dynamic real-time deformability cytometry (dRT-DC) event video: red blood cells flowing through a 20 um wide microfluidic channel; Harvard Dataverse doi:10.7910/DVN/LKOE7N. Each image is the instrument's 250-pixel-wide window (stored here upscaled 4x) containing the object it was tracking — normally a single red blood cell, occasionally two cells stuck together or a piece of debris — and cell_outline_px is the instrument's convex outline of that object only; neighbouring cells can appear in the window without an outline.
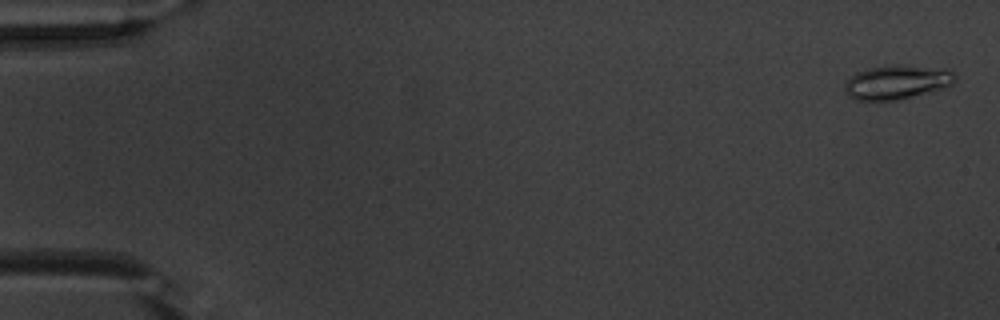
{"species": "common noctule bat (a hibernating species)", "species_latin": "Nyctalus noctula", "temperature_condition": "warm", "stored_images_in_passage": 54, "camera_frame_rate_fps": 3000, "um_per_image_px": 0.085, "animal": {"sex": "male", "body_mass_g": 20.1, "forearm_length_mm": 53.5}, "frame": {"image": 1, "passage_image": 2, "time_ms": 0.333, "image_size_px": [1000, 320], "cell_outline_px": [[956, 80], [952, 84], [940, 88], [912, 96], [896, 100], [856, 100], [848, 96], [844, 92], [844, 84], [856, 72], [872, 68], [896, 64], [904, 64], [952, 72], [956, 76]], "centroid_in_image_um": [76.15, 6.99], "position_along_channel_um": 8.9, "area_um2": 21.33}}
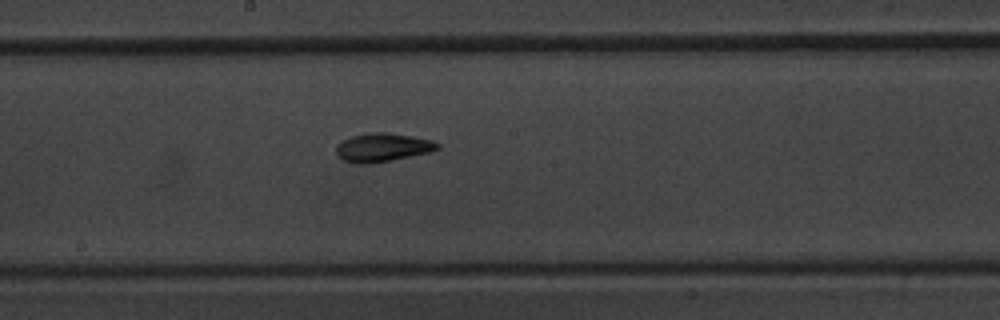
{"frame": {"image": 2, "passage_image": 30, "time_ms": 9.667, "image_size_px": [1000, 320], "cell_outline_px": [[440, 148], [428, 152], [368, 164], [356, 164], [344, 160], [336, 156], [336, 144], [352, 136], [368, 132], [388, 132], [412, 136], [432, 140], [440, 144]], "centroid_in_image_um": [32.48, 12.52], "position_along_channel_um": 215.7, "area_um2": 16.76}}
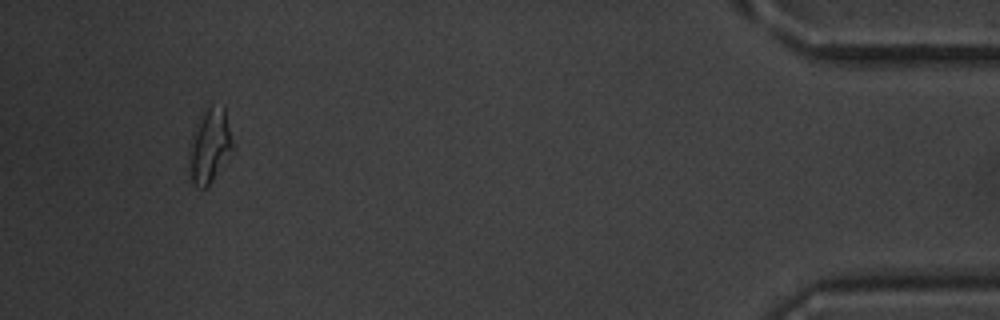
{"frame": {"image": 3, "passage_image": 51, "time_ms": 16.667, "image_size_px": [1000, 320], "cell_outline_px": [[232, 148], [208, 188], [196, 188], [192, 180], [188, 156], [188, 152], [192, 132], [196, 124], [204, 112], [212, 104], [224, 108], [232, 140]], "centroid_in_image_um": [17.78, 12.42], "position_along_channel_um": 417.4, "area_um2": 18.38}, "authors_computed_cell_mechanics": {"area_um2": 16.4152, "velocity_mm_per_s": 3.8282, "shape_relaxation_time_tau1_ms": 5.6987, "shape_relaxation_time_tau2_ms": 2.7441, "deformation_change_tau1": 0.1593, "deformation_change_tau2": 0.0858}}